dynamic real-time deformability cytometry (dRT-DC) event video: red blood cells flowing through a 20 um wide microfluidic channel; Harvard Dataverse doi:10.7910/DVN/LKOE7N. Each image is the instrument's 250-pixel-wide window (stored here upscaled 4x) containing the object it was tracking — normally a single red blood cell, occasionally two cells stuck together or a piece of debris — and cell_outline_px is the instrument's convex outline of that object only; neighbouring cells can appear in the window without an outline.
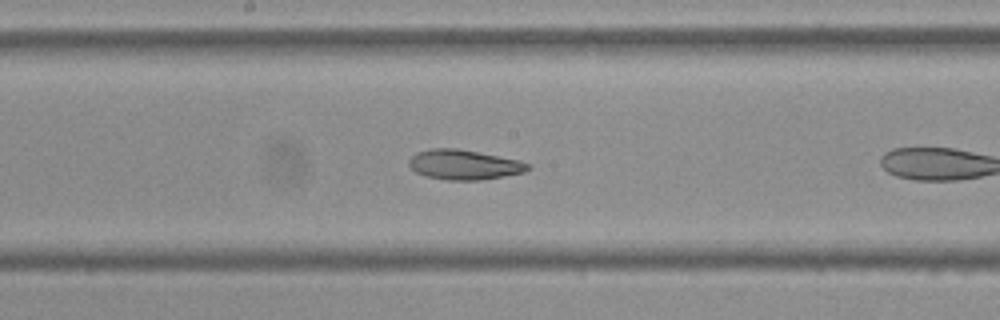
{"species": "Egyptian fruit bat (a non-hibernating species)", "species_latin": "Rousettus aegyptiacus", "temperature_condition": "cold", "stored_images_in_passage": 19, "camera_frame_rate_fps": 3000, "um_per_image_px": 0.085, "frame": {"image": 1, "passage_image": 14, "time_ms": 4.333, "image_size_px": [1000, 320], "cell_outline_px": [[532, 168], [524, 172], [504, 176], [480, 180], [448, 180], [428, 176], [416, 172], [408, 164], [408, 160], [416, 152], [428, 148], [456, 148], [520, 160], [532, 164]], "centroid_in_image_um": [39.47, 13.99], "position_along_channel_um": 208.7, "area_um2": 20.75}}